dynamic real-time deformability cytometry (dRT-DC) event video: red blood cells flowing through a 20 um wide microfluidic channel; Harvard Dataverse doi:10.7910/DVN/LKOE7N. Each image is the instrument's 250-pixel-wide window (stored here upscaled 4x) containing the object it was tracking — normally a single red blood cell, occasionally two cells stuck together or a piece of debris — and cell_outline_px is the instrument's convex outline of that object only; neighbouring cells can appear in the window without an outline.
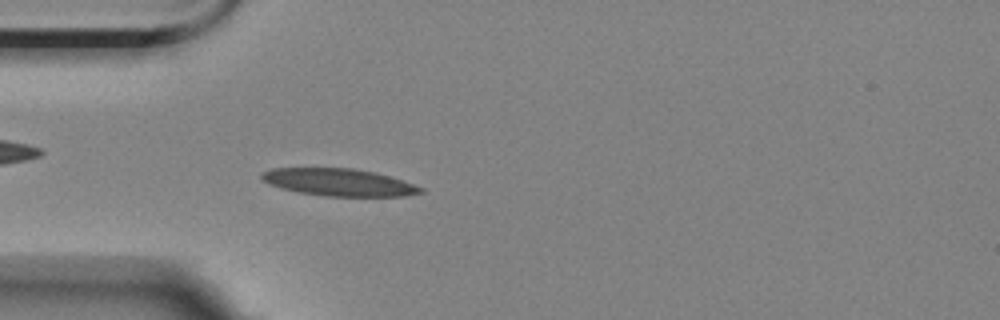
{"species": "Egyptian fruit bat (a non-hibernating species)", "species_latin": "Rousettus aegyptiacus", "temperature_condition": "room temperature", "stored_images_in_passage": 49, "camera_frame_rate_fps": 3000, "um_per_image_px": 0.085, "animal": {"sex": "female"}, "frame": {"image": 1, "passage_image": 9, "time_ms": 2.667, "image_size_px": [1000, 320], "cell_outline_px": [[424, 192], [404, 196], [324, 196], [300, 192], [280, 188], [268, 184], [260, 176], [260, 172], [272, 168], [352, 168], [372, 172], [388, 176], [424, 188]], "centroid_in_image_um": [28.75, 15.49], "position_along_channel_um": 56.3, "area_um2": 25.09}}
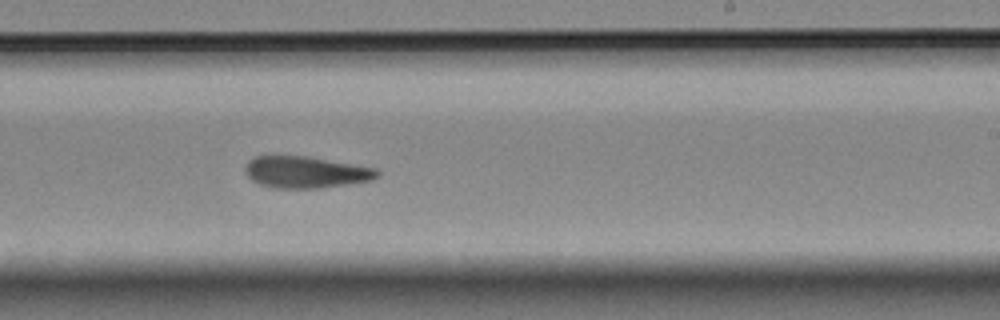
{"frame": {"image": 2, "passage_image": 27, "time_ms": 8.667, "image_size_px": [1000, 320], "cell_outline_px": [[380, 176], [372, 180], [320, 188], [276, 188], [260, 184], [252, 180], [244, 172], [244, 168], [248, 160], [256, 156], [308, 156], [376, 168], [380, 172]], "centroid_in_image_um": [25.99, 14.63], "position_along_channel_um": 263.0, "area_um2": 24.39}}
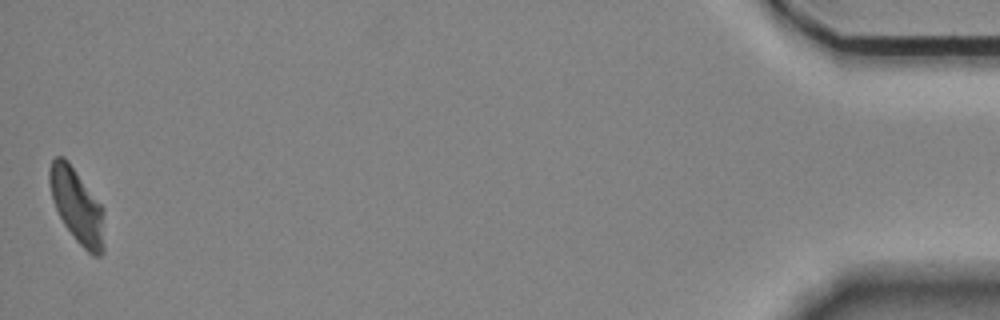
{"frame": {"image": 3, "passage_image": 49, "time_ms": 16.0, "image_size_px": [1000, 320], "cell_outline_px": [[104, 252], [100, 256], [92, 256], [76, 240], [64, 224], [52, 200], [48, 180], [48, 168], [52, 160], [56, 156], [64, 156], [68, 160], [104, 208]], "centroid_in_image_um": [6.55, 17.49], "position_along_channel_um": 428.6, "area_um2": 24.04}, "authors_computed_cell_mechanics": {"area_um2": 24.4494, "velocity_mm_per_s": 3.5069, "shape_relaxation_time_tau1_ms": 6.9054, "shape_relaxation_time_tau2_ms": 1.8374, "deformation_change_tau1": 0.1946, "deformation_change_tau2": 0.0904}}